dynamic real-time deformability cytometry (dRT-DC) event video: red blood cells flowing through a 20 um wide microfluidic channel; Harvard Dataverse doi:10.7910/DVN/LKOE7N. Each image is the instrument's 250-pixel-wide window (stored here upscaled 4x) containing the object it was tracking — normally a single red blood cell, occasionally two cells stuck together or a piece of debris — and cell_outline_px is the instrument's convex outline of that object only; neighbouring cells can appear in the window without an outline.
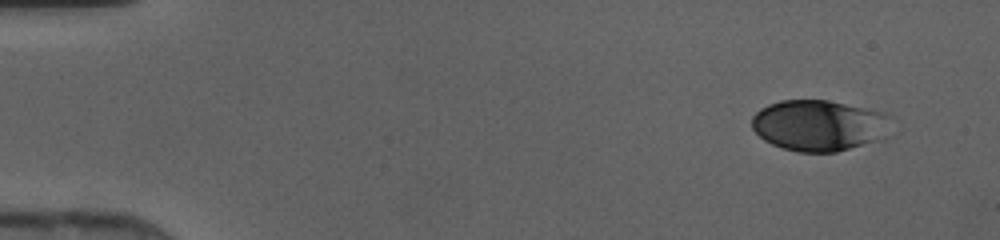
{"species": "human", "species_latin": "Homo sapiens", "temperature_condition": "cold", "stored_images_in_passage": 43, "camera_frame_rate_fps": 3000, "um_per_image_px": 0.085, "donor": {"sex": "female"}, "frame": {"image": 1, "passage_image": 1, "time_ms": 0.0, "image_size_px": [1000, 240], "cell_outline_px": [[892, 116], [888, 136], [884, 140], [836, 152], [796, 152], [772, 144], [764, 140], [752, 128], [752, 116], [760, 108], [768, 104], [780, 100], [828, 100], [884, 112]], "centroid_in_image_um": [69.68, 10.66], "position_along_channel_um": 15.3, "area_um2": 42.08}}
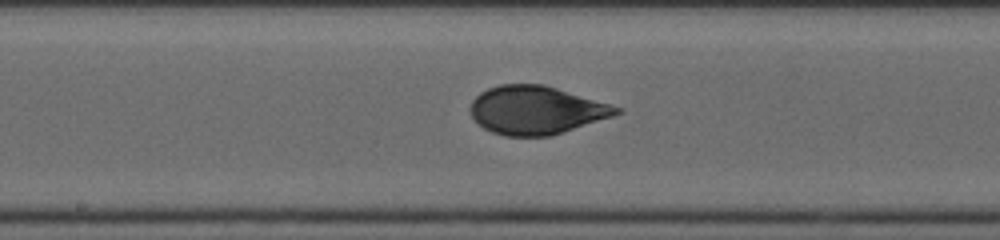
{"frame": {"image": 2, "passage_image": 22, "time_ms": 7.0, "image_size_px": [1000, 240], "cell_outline_px": [[624, 112], [552, 136], [504, 136], [492, 132], [484, 128], [472, 116], [472, 100], [480, 92], [488, 88], [500, 84], [544, 84], [624, 108]], "centroid_in_image_um": [45.61, 9.36], "position_along_channel_um": 202.6, "area_um2": 40.98}}
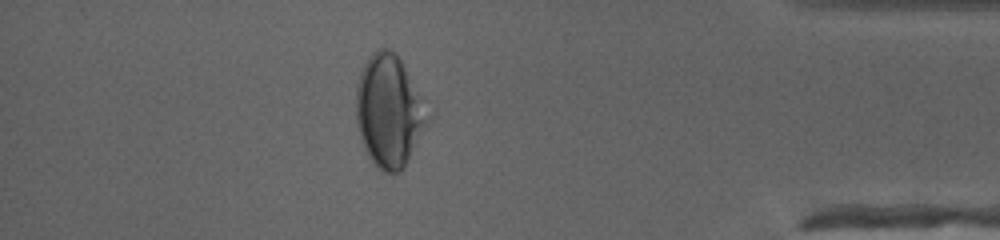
{"frame": {"image": 3, "passage_image": 38, "time_ms": 12.333, "image_size_px": [1000, 240], "cell_outline_px": [[432, 120], [404, 168], [400, 172], [380, 172], [368, 156], [360, 140], [356, 124], [356, 84], [360, 72], [368, 56], [372, 52], [380, 48], [388, 48], [400, 60], [432, 116]], "centroid_in_image_um": [33.07, 9.5], "position_along_channel_um": 402.1, "area_um2": 47.28}}